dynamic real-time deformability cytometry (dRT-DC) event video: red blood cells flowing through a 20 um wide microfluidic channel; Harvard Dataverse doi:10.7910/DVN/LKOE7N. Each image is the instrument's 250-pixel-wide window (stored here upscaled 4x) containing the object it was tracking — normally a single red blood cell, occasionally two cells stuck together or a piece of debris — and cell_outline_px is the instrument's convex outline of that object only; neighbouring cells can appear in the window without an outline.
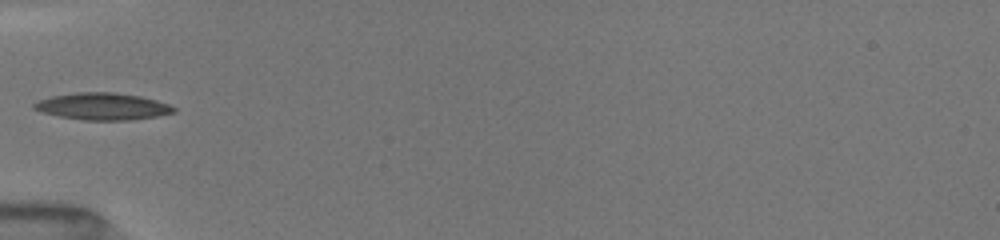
{"species": "common noctule bat (a hibernating species)", "species_latin": "Nyctalus noctula", "temperature_condition": "room temperature", "stored_images_in_passage": 25, "camera_frame_rate_fps": 3000, "um_per_image_px": 0.085, "animal": {"sex": "female", "body_mass_g": 19.5, "forearm_length_mm": 54.1}, "frame": {"image": 1, "passage_image": 1, "time_ms": 0.0, "image_size_px": [1000, 240], "cell_outline_px": [[176, 112], [156, 116], [128, 120], [84, 120], [60, 116], [44, 112], [32, 108], [32, 104], [36, 100], [52, 96], [76, 92], [112, 92], [140, 96], [156, 100], [168, 104], [176, 108]], "centroid_in_image_um": [8.7, 9.03], "position_along_channel_um": 76.3, "area_um2": 21.85}}
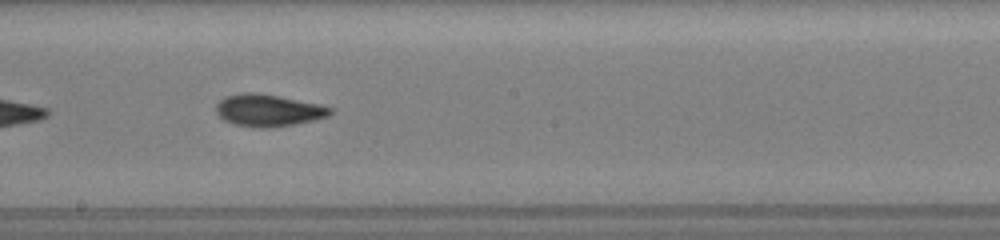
{"frame": {"image": 2, "passage_image": 21, "time_ms": 3.667, "image_size_px": [1000, 240], "cell_outline_px": [[332, 112], [328, 116], [316, 120], [268, 128], [256, 128], [236, 124], [224, 120], [216, 112], [216, 104], [224, 96], [244, 92], [256, 92], [280, 96], [320, 104], [332, 108]], "centroid_in_image_um": [22.8, 9.37], "position_along_channel_um": 225.4, "area_um2": 21.39}}